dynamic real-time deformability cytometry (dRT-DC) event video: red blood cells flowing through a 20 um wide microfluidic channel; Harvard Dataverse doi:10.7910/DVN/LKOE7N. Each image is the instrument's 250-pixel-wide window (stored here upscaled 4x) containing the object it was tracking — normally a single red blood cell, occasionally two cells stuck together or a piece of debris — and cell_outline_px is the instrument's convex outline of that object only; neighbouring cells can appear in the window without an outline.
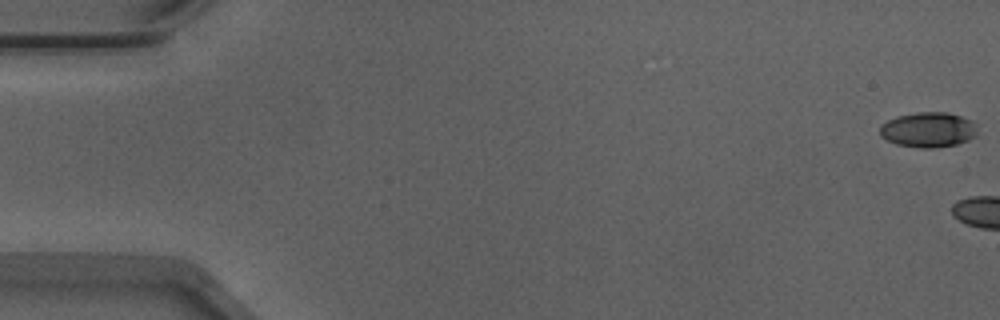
{"species": "Egyptian fruit bat (a non-hibernating species)", "species_latin": "Rousettus aegyptiacus", "temperature_condition": "warm", "stored_images_in_passage": 5, "camera_frame_rate_fps": 3000, "um_per_image_px": 0.085, "animal": {"sex": "male"}, "frame": {"image": 1, "passage_image": 1, "time_ms": 0.0, "image_size_px": [1000, 320], "cell_outline_px": [[976, 136], [968, 140], [956, 144], [936, 148], [920, 148], [896, 144], [880, 136], [880, 124], [896, 116], [916, 112], [948, 112], [972, 120], [976, 124]], "centroid_in_image_um": [78.9, 11.02], "position_along_channel_um": 6.1, "area_um2": 20.11}}